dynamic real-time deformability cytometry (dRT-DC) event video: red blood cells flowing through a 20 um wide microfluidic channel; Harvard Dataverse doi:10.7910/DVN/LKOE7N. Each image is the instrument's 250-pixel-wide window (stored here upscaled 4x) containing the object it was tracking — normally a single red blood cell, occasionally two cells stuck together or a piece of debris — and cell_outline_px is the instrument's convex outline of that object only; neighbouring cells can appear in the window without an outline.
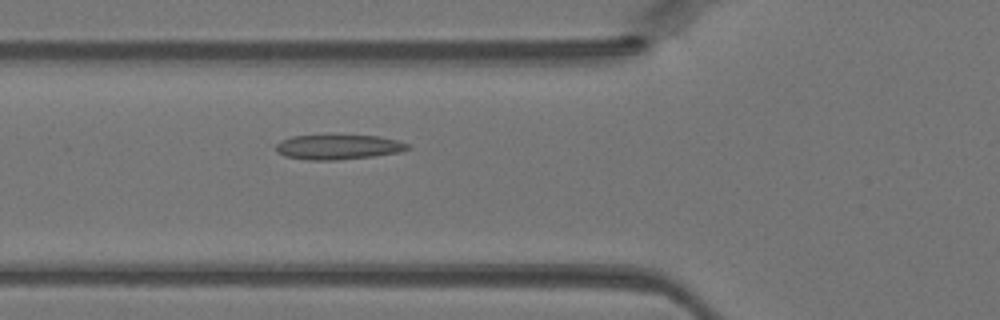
{"species": "Egyptian fruit bat (a non-hibernating species)", "species_latin": "Rousettus aegyptiacus", "temperature_condition": "warm", "stored_images_in_passage": 41, "camera_frame_rate_fps": 3000, "um_per_image_px": 0.085, "animal": {"sex": "female"}, "frame": {"image": 1, "passage_image": 16, "time_ms": 5.0, "image_size_px": [1000, 320], "cell_outline_px": [[412, 148], [400, 152], [372, 156], [336, 160], [308, 160], [284, 156], [276, 152], [276, 144], [280, 140], [292, 136], [380, 136], [396, 140], [408, 144]], "centroid_in_image_um": [28.73, 12.51], "position_along_channel_um": 97.1, "area_um2": 18.9}}
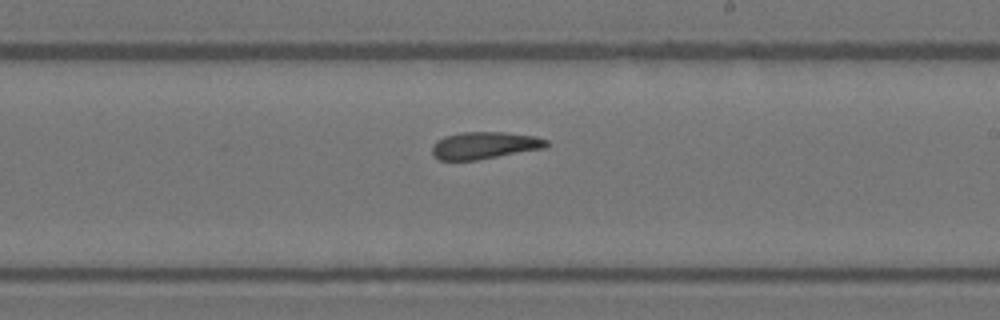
{"frame": {"image": 2, "passage_image": 26, "time_ms": 8.333, "image_size_px": [1000, 320], "cell_outline_px": [[548, 144], [544, 148], [476, 160], [440, 160], [432, 156], [432, 144], [436, 140], [444, 136], [460, 132], [504, 132], [536, 136], [548, 140]], "centroid_in_image_um": [41.14, 12.35], "position_along_channel_um": 247.9, "area_um2": 18.15}}
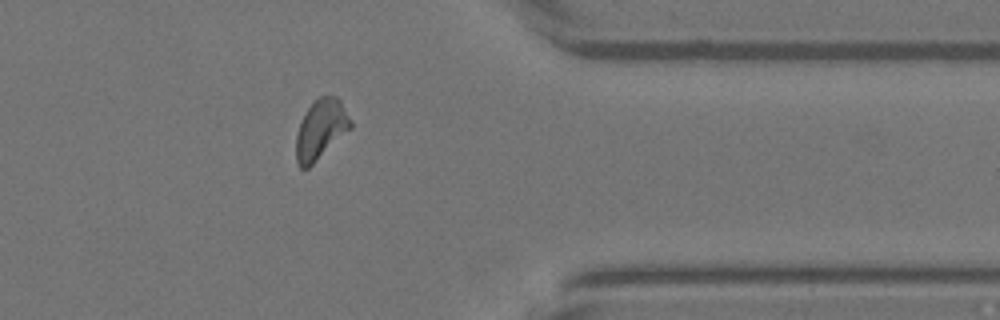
{"frame": {"image": 3, "passage_image": 36, "time_ms": 11.667, "image_size_px": [1000, 320], "cell_outline_px": [[352, 128], [308, 168], [300, 168], [296, 160], [296, 136], [300, 124], [308, 108], [320, 96], [336, 96], [340, 100], [352, 124]], "centroid_in_image_um": [27.27, 11.02], "position_along_channel_um": 384.1, "area_um2": 18.55}}